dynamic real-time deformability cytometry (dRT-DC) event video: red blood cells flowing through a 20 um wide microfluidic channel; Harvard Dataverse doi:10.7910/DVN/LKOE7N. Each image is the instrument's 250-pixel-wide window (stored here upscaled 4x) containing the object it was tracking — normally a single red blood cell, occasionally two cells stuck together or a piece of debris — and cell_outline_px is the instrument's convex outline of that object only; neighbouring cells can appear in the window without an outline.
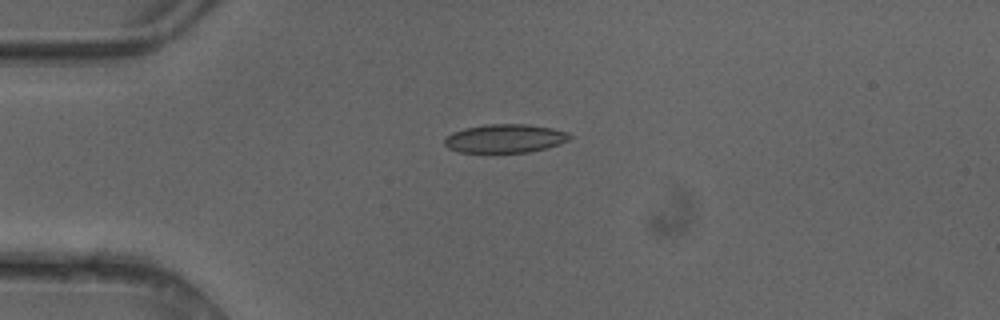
{"species": "common noctule bat (a hibernating species)", "species_latin": "Nyctalus noctula", "temperature_condition": "cold", "stored_images_in_passage": 6, "camera_frame_rate_fps": 3000, "um_per_image_px": 0.085, "animal": {"sex": "female"}, "frame": {"image": 1, "passage_image": 4, "time_ms": 1.0, "image_size_px": [1000, 320], "cell_outline_px": [[572, 136], [568, 140], [544, 148], [528, 152], [460, 152], [448, 148], [444, 144], [444, 140], [452, 132], [464, 128], [484, 124], [528, 124], [552, 128], [568, 132]], "centroid_in_image_um": [42.9, 11.75], "position_along_channel_um": 42.1, "area_um2": 20.69}}
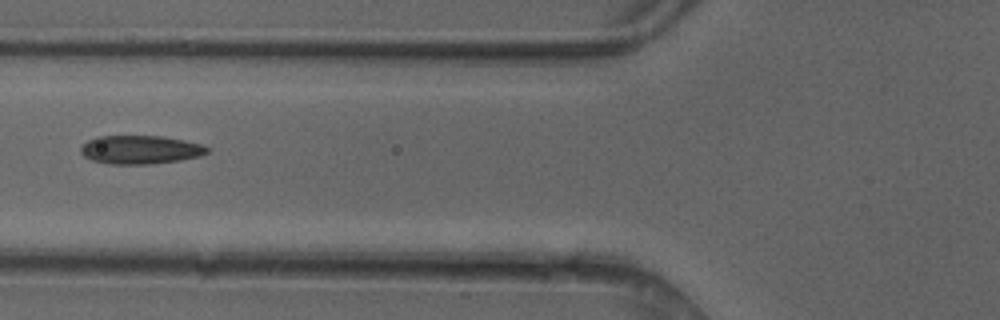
{"frame": {"image": 2, "passage_image": 6, "time_ms": 1.667, "image_size_px": [1000, 320], "cell_outline_px": [[208, 152], [200, 156], [180, 160], [148, 164], [108, 164], [92, 160], [84, 156], [80, 152], [80, 148], [88, 140], [96, 136], [160, 136], [184, 140], [204, 144], [208, 148]], "centroid_in_image_um": [11.92, 12.72], "position_along_channel_um": 113.9, "area_um2": 21.04}}